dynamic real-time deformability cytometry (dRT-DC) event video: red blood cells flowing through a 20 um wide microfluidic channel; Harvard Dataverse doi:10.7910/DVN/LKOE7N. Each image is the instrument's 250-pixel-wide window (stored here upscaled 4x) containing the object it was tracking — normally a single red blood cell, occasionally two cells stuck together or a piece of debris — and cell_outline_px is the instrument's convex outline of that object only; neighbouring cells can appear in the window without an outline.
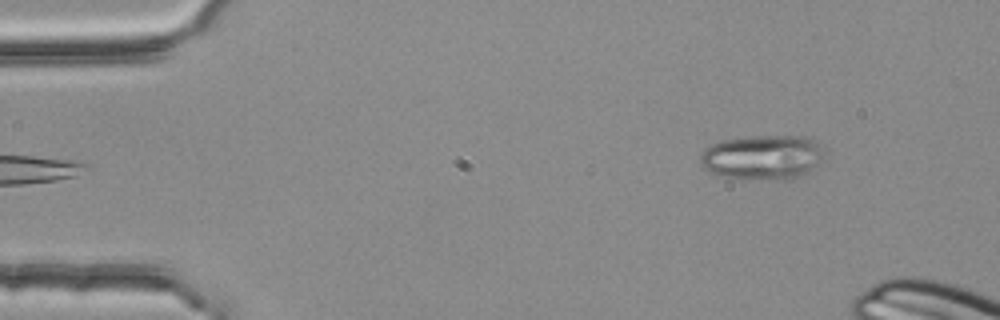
{"species": "common noctule bat (a hibernating species)", "species_latin": "Nyctalus noctula", "temperature_condition": "room temperature", "stored_images_in_passage": 4, "camera_frame_rate_fps": 3000, "um_per_image_px": 0.085, "animal": {"sex": "female", "body_mass_g": 25.1}, "frame": {"image": 1, "passage_image": 4, "time_ms": 1.0, "image_size_px": [1000, 320], "cell_outline_px": [[820, 156], [816, 164], [804, 176], [788, 180], [748, 180], [720, 176], [708, 172], [700, 164], [700, 152], [704, 148], [720, 140], [748, 136], [808, 136], [816, 140], [820, 144]], "centroid_in_image_um": [64.74, 13.38], "position_along_channel_um": 20.3, "area_um2": 32.83}}